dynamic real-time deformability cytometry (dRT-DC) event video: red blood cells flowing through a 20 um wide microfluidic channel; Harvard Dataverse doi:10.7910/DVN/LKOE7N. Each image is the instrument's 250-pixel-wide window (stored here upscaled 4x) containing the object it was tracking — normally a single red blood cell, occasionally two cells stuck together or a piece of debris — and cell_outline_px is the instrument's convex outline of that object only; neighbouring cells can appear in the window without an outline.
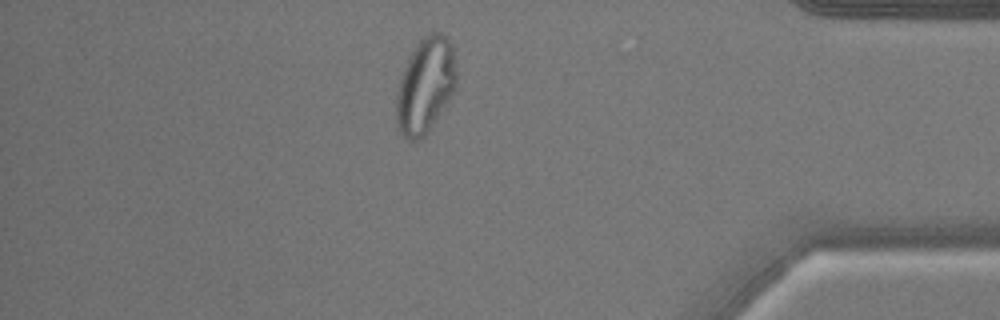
{"species": "common noctule bat (a hibernating species)", "species_latin": "Nyctalus noctula", "temperature_condition": "warm", "stored_images_in_passage": 38, "camera_frame_rate_fps": 3000, "um_per_image_px": 0.085, "animal": {"sex": "male", "body_mass_g": 17.9}, "frame": {"image": 1, "passage_image": 33, "time_ms": 10.667, "image_size_px": [1000, 320], "cell_outline_px": [[456, 84], [448, 100], [424, 136], [420, 140], [412, 140], [404, 136], [400, 132], [396, 124], [396, 92], [400, 76], [408, 56], [416, 44], [428, 32], [440, 32], [452, 44], [456, 72]], "centroid_in_image_um": [36.12, 7.23], "position_along_channel_um": 399.1, "area_um2": 33.23}}